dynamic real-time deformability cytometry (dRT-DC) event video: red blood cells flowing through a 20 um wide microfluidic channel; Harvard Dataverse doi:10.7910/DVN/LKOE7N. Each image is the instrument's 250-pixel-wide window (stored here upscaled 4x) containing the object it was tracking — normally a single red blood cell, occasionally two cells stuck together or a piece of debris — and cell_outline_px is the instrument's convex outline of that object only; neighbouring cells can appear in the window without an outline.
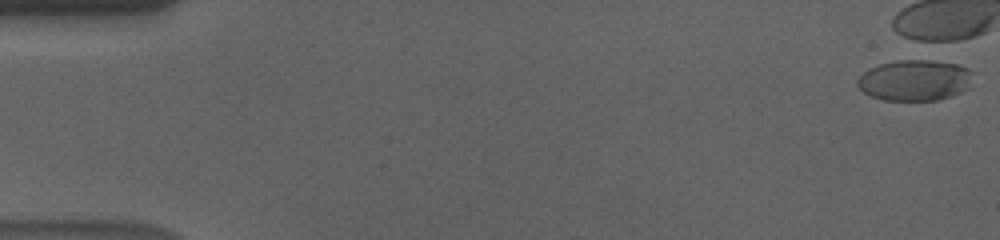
{"species": "human", "species_latin": "Homo sapiens", "temperature_condition": "cold", "stored_images_in_passage": 1, "camera_frame_rate_fps": 3000, "um_per_image_px": 0.085, "donor": {"sex": "male"}, "frame": {"image": 1, "passage_image": 1, "time_ms": 0.0, "image_size_px": [1000, 240], "cell_outline_px": [[972, 72], [968, 88], [952, 96], [940, 100], [884, 100], [872, 96], [864, 92], [856, 84], [856, 80], [868, 68], [880, 64], [896, 60], [916, 56], [920, 56], [956, 64], [968, 68]], "centroid_in_image_um": [77.75, 6.77], "position_along_channel_um": 7.2, "area_um2": 28.26}}